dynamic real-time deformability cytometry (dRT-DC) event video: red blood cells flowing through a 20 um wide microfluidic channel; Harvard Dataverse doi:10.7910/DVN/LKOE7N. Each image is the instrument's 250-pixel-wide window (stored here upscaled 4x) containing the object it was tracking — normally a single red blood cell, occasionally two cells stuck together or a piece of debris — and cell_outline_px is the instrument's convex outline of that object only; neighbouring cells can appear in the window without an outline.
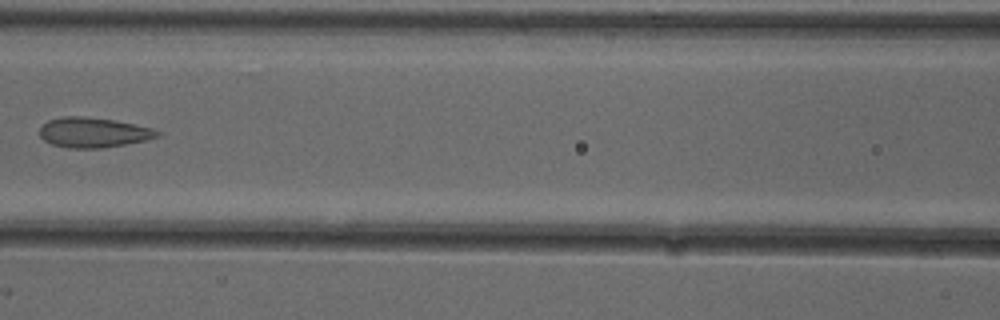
{"species": "common noctule bat (a hibernating species)", "species_latin": "Nyctalus noctula", "temperature_condition": "cold", "stored_images_in_passage": 5, "camera_frame_rate_fps": 3000, "um_per_image_px": 0.085, "animal": {"sex": "female"}, "frame": {"image": 1, "passage_image": 4, "time_ms": 1.0, "image_size_px": [1000, 320], "cell_outline_px": [[160, 136], [144, 140], [124, 144], [100, 148], [68, 148], [52, 144], [44, 140], [40, 136], [40, 128], [48, 120], [64, 116], [84, 116], [116, 120], [152, 128], [160, 132]], "centroid_in_image_um": [7.92, 11.25], "position_along_channel_um": 158.7, "area_um2": 20.46}}
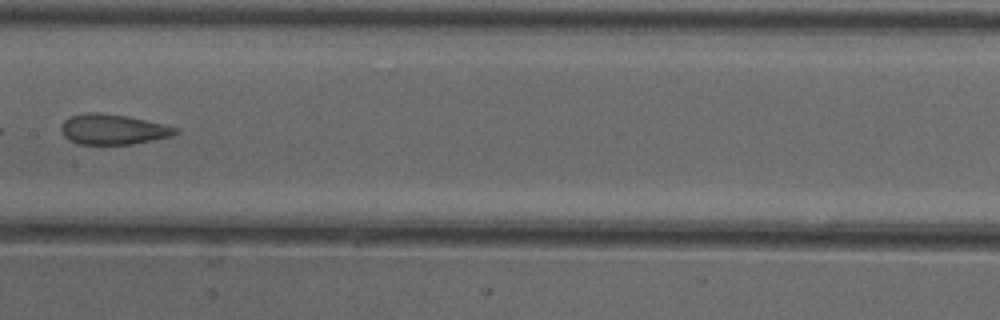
{"frame": {"image": 2, "passage_image": 5, "time_ms": 1.333, "image_size_px": [1000, 320], "cell_outline_px": [[180, 132], [172, 136], [132, 144], [80, 144], [64, 136], [60, 128], [64, 120], [72, 116], [88, 112], [100, 112], [128, 116], [164, 124], [180, 128]], "centroid_in_image_um": [9.65, 10.98], "position_along_channel_um": 197.7, "area_um2": 20.17}}